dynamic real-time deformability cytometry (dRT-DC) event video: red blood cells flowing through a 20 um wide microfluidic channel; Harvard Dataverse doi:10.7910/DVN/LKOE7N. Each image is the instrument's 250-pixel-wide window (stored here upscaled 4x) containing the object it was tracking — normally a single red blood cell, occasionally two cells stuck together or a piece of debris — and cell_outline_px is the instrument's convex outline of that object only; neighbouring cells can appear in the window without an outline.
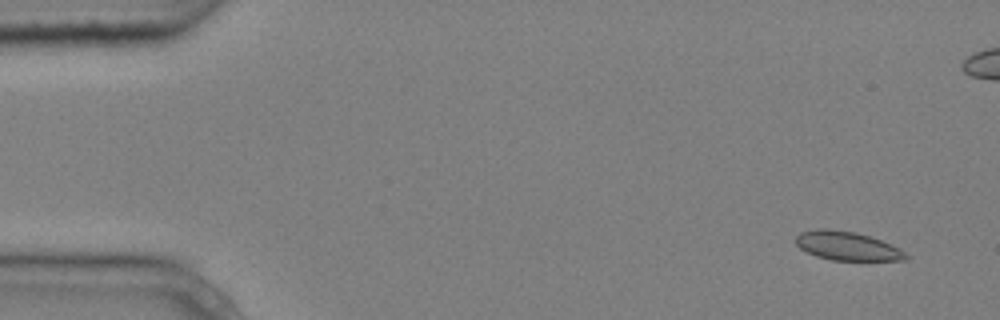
{"species": "common noctule bat (a hibernating species)", "species_latin": "Nyctalus noctula", "temperature_condition": "cold", "stored_images_in_passage": 6, "camera_frame_rate_fps": 3000, "um_per_image_px": 0.085, "animal": {"sex": "male", "body_mass_g": 20.4}, "frame": {"image": 1, "passage_image": 2, "time_ms": 0.333, "image_size_px": [1000, 320], "cell_outline_px": [[908, 256], [904, 260], [832, 260], [816, 256], [800, 248], [796, 244], [796, 236], [800, 232], [816, 228], [828, 228], [856, 232], [880, 240], [900, 248]], "centroid_in_image_um": [71.97, 20.89], "position_along_channel_um": 13.0, "area_um2": 18.38}}